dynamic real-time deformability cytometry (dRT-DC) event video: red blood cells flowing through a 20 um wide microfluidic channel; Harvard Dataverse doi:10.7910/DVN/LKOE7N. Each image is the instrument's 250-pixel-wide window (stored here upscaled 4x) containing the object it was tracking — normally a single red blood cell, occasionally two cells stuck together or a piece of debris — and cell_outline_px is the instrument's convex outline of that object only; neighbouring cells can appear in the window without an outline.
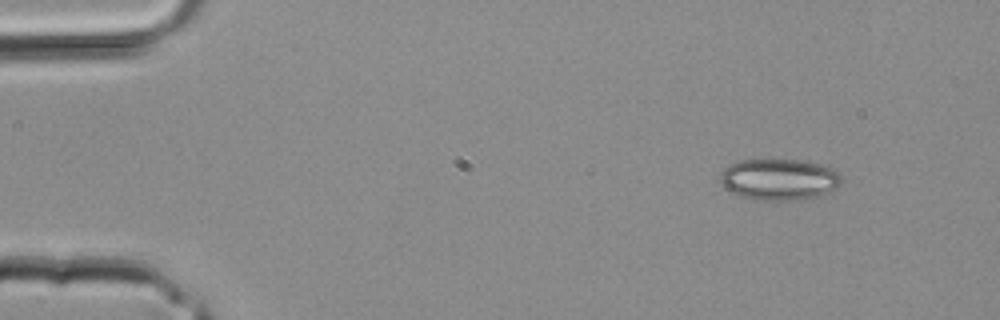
{"species": "common noctule bat (a hibernating species)", "species_latin": "Nyctalus noctula", "temperature_condition": "room temperature", "stored_images_in_passage": 3, "camera_frame_rate_fps": 3000, "um_per_image_px": 0.085, "animal": {"sex": "male", "body_mass_g": 20.4}, "frame": {"image": 1, "passage_image": 1, "time_ms": 0.0, "image_size_px": [1000, 320], "cell_outline_px": [[840, 184], [836, 188], [816, 196], [804, 200], [756, 200], [740, 196], [724, 188], [720, 180], [720, 176], [724, 168], [728, 164], [740, 160], [800, 160], [820, 164], [840, 172]], "centroid_in_image_um": [66.2, 15.25], "position_along_channel_um": 18.8, "area_um2": 29.19}}